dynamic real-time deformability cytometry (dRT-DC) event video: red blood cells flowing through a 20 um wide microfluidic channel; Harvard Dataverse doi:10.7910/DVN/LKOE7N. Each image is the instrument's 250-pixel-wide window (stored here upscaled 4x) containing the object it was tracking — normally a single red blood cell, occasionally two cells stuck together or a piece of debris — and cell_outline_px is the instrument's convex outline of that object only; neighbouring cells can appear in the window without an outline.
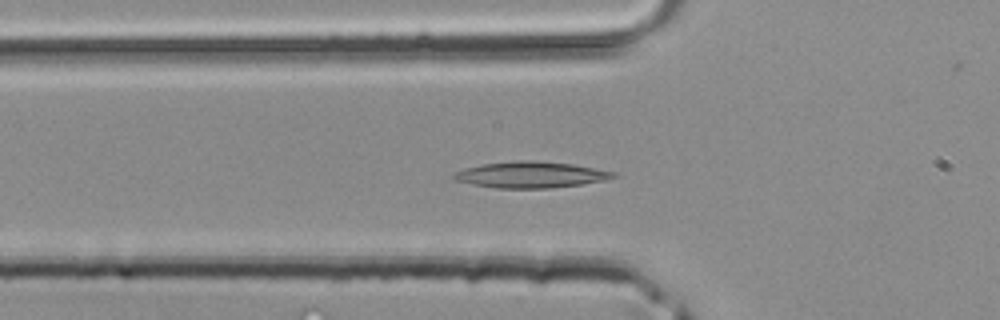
{"species": "common noctule bat (a hibernating species)", "species_latin": "Nyctalus noctula", "temperature_condition": "room temperature", "stored_images_in_passage": 35, "camera_frame_rate_fps": 3000, "um_per_image_px": 0.085, "animal": {"sex": "male", "body_mass_g": 20.4}, "frame": {"image": 1, "passage_image": 7, "time_ms": 2.0, "image_size_px": [1000, 320], "cell_outline_px": [[620, 176], [604, 180], [580, 184], [552, 188], [496, 188], [472, 184], [456, 180], [452, 176], [452, 172], [464, 168], [480, 164], [516, 160], [528, 160], [572, 164], [616, 172]], "centroid_in_image_um": [45.09, 14.85], "position_along_channel_um": 80.7, "area_um2": 24.39}}
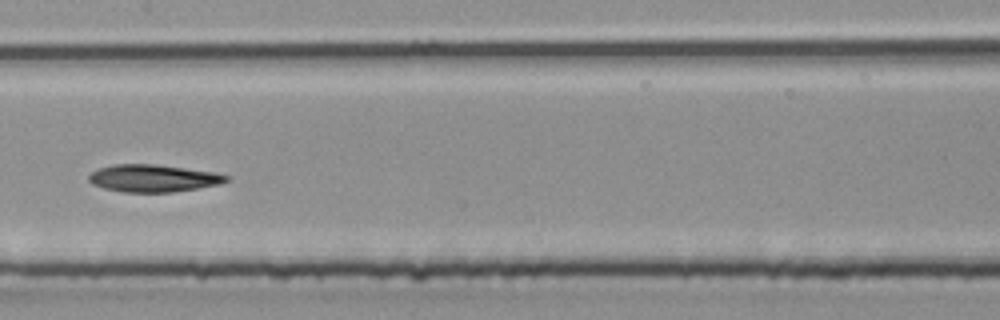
{"frame": {"image": 2, "passage_image": 14, "time_ms": 4.333, "image_size_px": [1000, 320], "cell_outline_px": [[232, 176], [228, 180], [220, 184], [172, 192], [120, 192], [104, 188], [92, 184], [88, 180], [88, 176], [92, 172], [100, 168], [112, 164], [156, 164], [212, 172]], "centroid_in_image_um": [13.0, 15.15], "position_along_channel_um": 194.4, "area_um2": 21.85}}
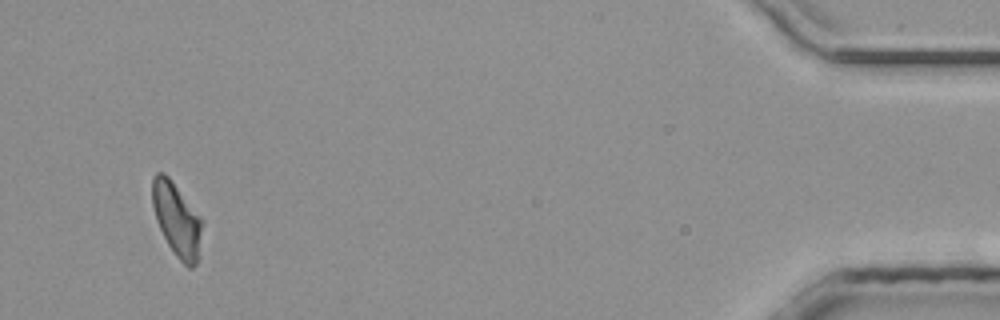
{"frame": {"image": 3, "passage_image": 33, "time_ms": 10.667, "image_size_px": [1000, 320], "cell_outline_px": [[204, 220], [196, 264], [192, 268], [188, 268], [176, 256], [168, 244], [156, 220], [152, 204], [152, 176], [156, 172], [164, 172], [172, 180]], "centroid_in_image_um": [15.03, 18.62], "position_along_channel_um": 420.2, "area_um2": 21.44}}